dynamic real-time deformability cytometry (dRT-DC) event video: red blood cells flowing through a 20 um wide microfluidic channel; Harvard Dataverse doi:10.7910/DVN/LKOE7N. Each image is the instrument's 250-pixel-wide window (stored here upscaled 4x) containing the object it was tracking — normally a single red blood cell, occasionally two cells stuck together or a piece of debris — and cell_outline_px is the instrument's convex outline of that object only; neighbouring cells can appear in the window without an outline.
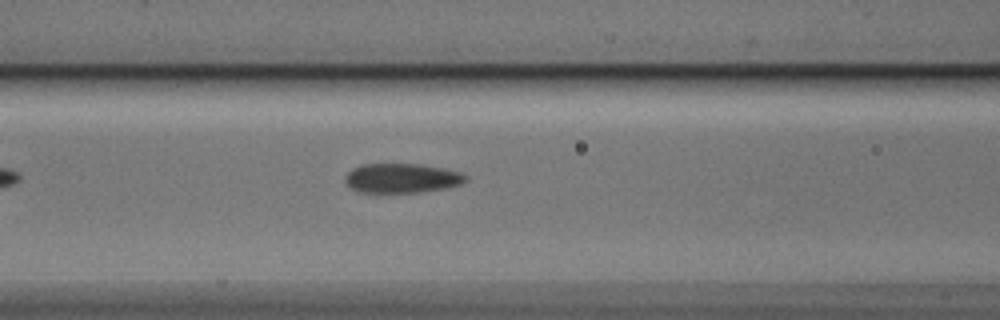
{"species": "Egyptian fruit bat (a non-hibernating species)", "species_latin": "Rousettus aegyptiacus", "temperature_condition": "cold", "stored_images_in_passage": 28, "camera_frame_rate_fps": 3000, "um_per_image_px": 0.085, "animal": {"sex": "male"}, "frame": {"image": 1, "passage_image": 7, "time_ms": 2.0, "image_size_px": [1000, 320], "cell_outline_px": [[468, 180], [460, 184], [444, 188], [420, 192], [360, 192], [352, 188], [344, 180], [344, 176], [352, 168], [360, 164], [420, 164], [444, 168], [460, 172], [468, 176]], "centroid_in_image_um": [34.15, 15.13], "position_along_channel_um": 132.4, "area_um2": 20.69}}
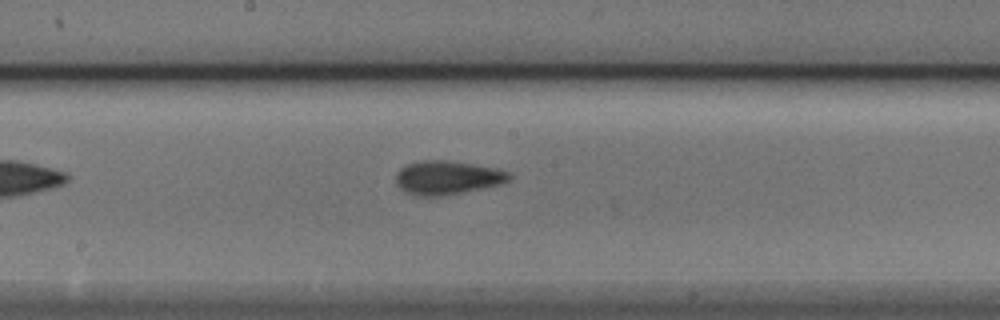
{"frame": {"image": 2, "passage_image": 13, "time_ms": 4.0, "image_size_px": [1000, 320], "cell_outline_px": [[512, 176], [508, 180], [500, 184], [440, 196], [416, 196], [400, 188], [396, 184], [396, 176], [400, 168], [408, 164], [424, 160], [444, 160], [476, 164], [496, 168], [512, 172]], "centroid_in_image_um": [38.03, 15.08], "position_along_channel_um": 210.2, "area_um2": 22.08}}
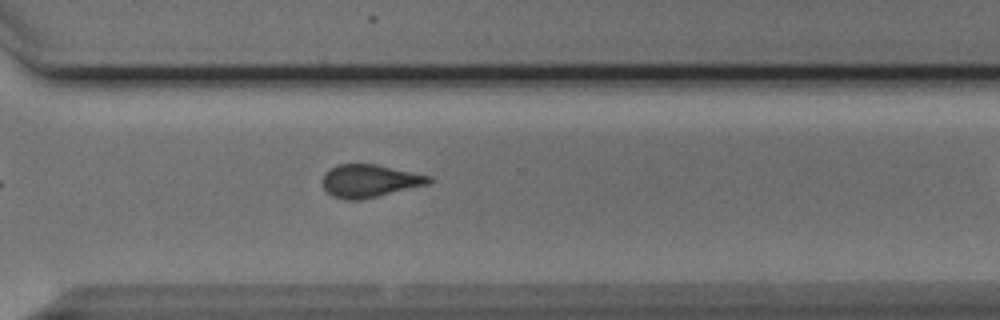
{"frame": {"image": 3, "passage_image": 23, "time_ms": 7.333, "image_size_px": [1000, 320], "cell_outline_px": [[432, 180], [428, 184], [360, 200], [344, 200], [332, 196], [324, 188], [324, 176], [336, 164], [376, 164], [432, 176]], "centroid_in_image_um": [31.44, 15.38], "position_along_channel_um": 339.2, "area_um2": 20.06}}